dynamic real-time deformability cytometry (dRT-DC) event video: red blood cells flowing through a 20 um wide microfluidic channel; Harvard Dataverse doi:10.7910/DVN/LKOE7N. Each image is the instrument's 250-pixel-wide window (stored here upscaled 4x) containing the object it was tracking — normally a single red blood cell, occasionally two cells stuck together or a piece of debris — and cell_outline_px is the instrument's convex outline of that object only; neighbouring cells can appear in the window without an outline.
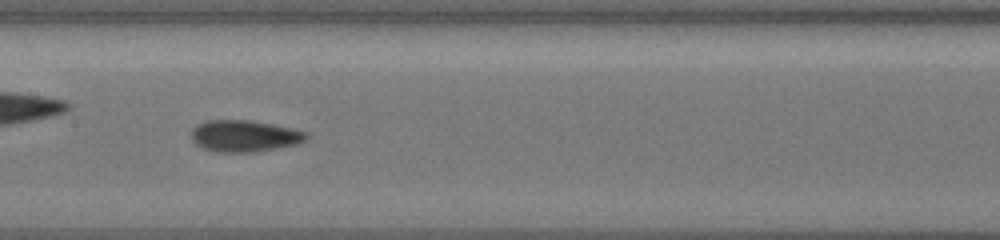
{"species": "common noctule bat (a hibernating species)", "species_latin": "Nyctalus noctula", "temperature_condition": "cold", "stored_images_in_passage": 44, "camera_frame_rate_fps": 3000, "um_per_image_px": 0.085, "animal": {"sex": "female", "body_mass_g": 19.5, "forearm_length_mm": 54.1}, "frame": {"image": 1, "passage_image": 19, "time_ms": 6.0, "image_size_px": [1000, 240], "cell_outline_px": [[312, 136], [308, 140], [296, 144], [256, 152], [216, 152], [204, 148], [196, 144], [192, 140], [192, 128], [208, 120], [252, 120], [272, 124], [308, 132]], "centroid_in_image_um": [20.83, 11.56], "position_along_channel_um": 186.6, "area_um2": 21.27}}
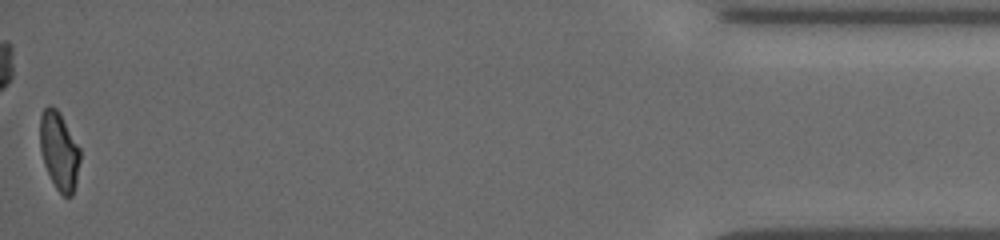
{"frame": {"image": 2, "passage_image": 44, "time_ms": 14.333, "image_size_px": [1000, 240], "cell_outline_px": [[80, 160], [76, 184], [72, 196], [64, 196], [56, 188], [44, 164], [40, 148], [40, 116], [44, 108], [48, 104], [56, 108], [60, 112], [80, 148]], "centroid_in_image_um": [5.03, 12.8], "position_along_channel_um": 430.2, "area_um2": 18.26}, "authors_computed_cell_mechanics": {"area_um2": 19.7965, "velocity_mm_per_s": 3.8253, "shape_relaxation_time_tau1_ms": 7.553, "shape_relaxation_time_tau2_ms": 1.6556, "deformation_change_tau1": 0.1535, "deformation_change_tau2": 0.0742}}